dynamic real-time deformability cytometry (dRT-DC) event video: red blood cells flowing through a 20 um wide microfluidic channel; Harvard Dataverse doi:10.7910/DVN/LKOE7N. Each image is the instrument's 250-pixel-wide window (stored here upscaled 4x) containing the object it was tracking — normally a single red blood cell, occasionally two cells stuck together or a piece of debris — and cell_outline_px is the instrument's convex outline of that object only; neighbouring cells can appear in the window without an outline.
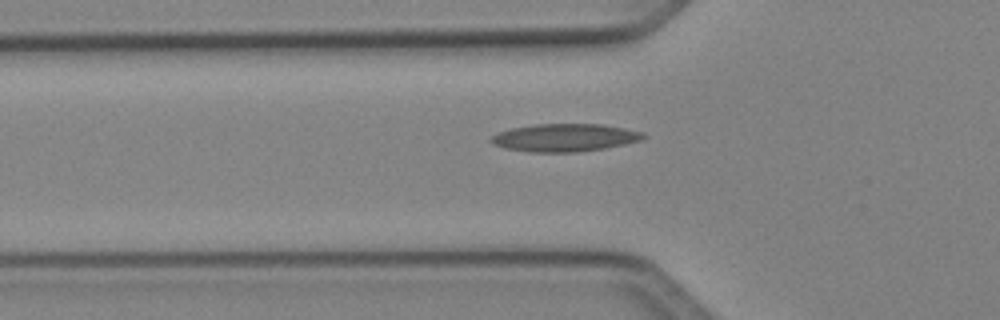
{"species": "Egyptian fruit bat (a non-hibernating species)", "species_latin": "Rousettus aegyptiacus", "temperature_condition": "cold", "stored_images_in_passage": 37, "camera_frame_rate_fps": 3000, "um_per_image_px": 0.085, "animal": {"sex": "female"}, "frame": {"image": 1, "passage_image": 9, "time_ms": 2.667, "image_size_px": [1000, 320], "cell_outline_px": [[648, 136], [640, 140], [624, 144], [604, 148], [576, 152], [528, 152], [504, 148], [492, 144], [488, 140], [492, 136], [500, 132], [512, 128], [536, 124], [600, 124], [624, 128], [644, 132]], "centroid_in_image_um": [47.99, 11.7], "position_along_channel_um": 77.8, "area_um2": 24.62}}
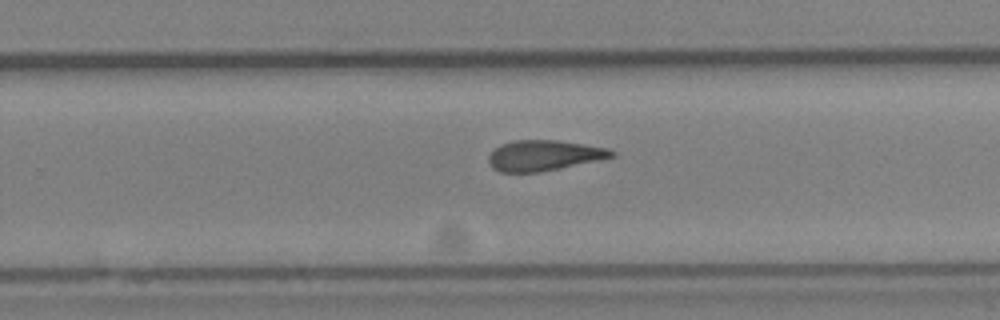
{"frame": {"image": 2, "passage_image": 24, "time_ms": 7.667, "image_size_px": [1000, 320], "cell_outline_px": [[616, 156], [560, 168], [540, 172], [500, 172], [492, 168], [488, 160], [488, 156], [500, 144], [512, 140], [556, 140], [584, 144], [608, 148], [616, 152]], "centroid_in_image_um": [46.22, 13.21], "position_along_channel_um": 283.6, "area_um2": 21.85}}
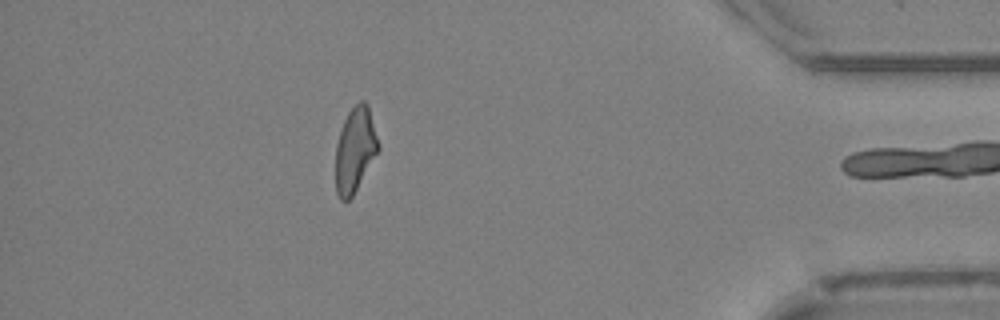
{"frame": {"image": 3, "passage_image": 36, "time_ms": 11.667, "image_size_px": [1000, 320], "cell_outline_px": [[380, 148], [352, 196], [348, 200], [340, 200], [336, 192], [336, 144], [344, 120], [348, 112], [360, 100], [364, 100], [368, 104]], "centroid_in_image_um": [30.17, 12.71], "position_along_channel_um": 405.0, "area_um2": 20.81}, "authors_computed_cell_mechanics": {"area_um2": 22.3686, "velocity_mm_per_s": 4.1291, "shape_relaxation_time_tau1_ms": null, "shape_relaxation_time_tau2_ms": 3.4339, "deformation_change_tau1": null, "deformation_change_tau2": 0.1402}}